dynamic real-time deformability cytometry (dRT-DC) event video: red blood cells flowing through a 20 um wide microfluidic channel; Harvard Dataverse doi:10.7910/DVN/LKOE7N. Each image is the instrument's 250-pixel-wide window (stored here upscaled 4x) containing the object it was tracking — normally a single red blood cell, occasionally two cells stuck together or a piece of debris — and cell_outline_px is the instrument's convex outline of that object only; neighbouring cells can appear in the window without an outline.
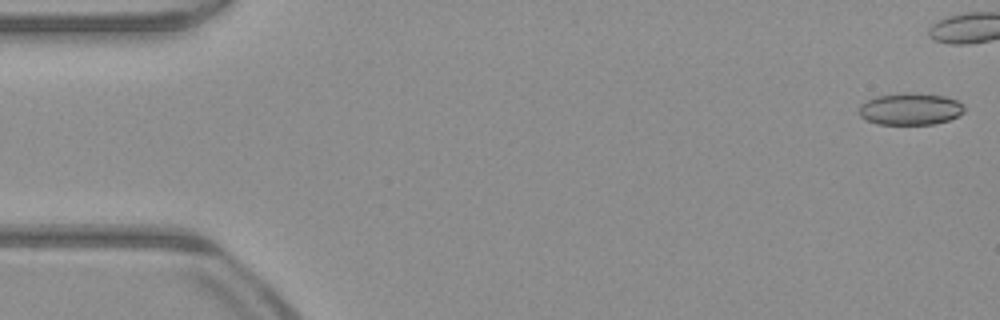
{"species": "common noctule bat (a hibernating species)", "species_latin": "Nyctalus noctula", "temperature_condition": "warm", "stored_images_in_passage": 39, "camera_frame_rate_fps": 3000, "um_per_image_px": 0.085, "animal": {"sex": "male", "body_mass_g": 23.1, "forearm_length_mm": 52.7}, "frame": {"image": 1, "passage_image": 1, "time_ms": 0.0, "image_size_px": [1000, 320], "cell_outline_px": [[964, 112], [960, 116], [948, 120], [932, 124], [876, 124], [860, 116], [860, 104], [876, 96], [904, 92], [912, 92], [944, 96], [956, 100], [964, 104]], "centroid_in_image_um": [77.4, 9.25], "position_along_channel_um": 7.6, "area_um2": 19.65}}
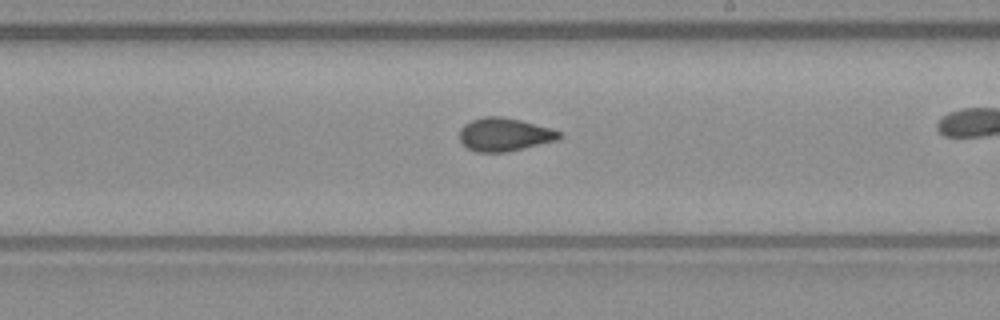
{"frame": {"image": 2, "passage_image": 29, "time_ms": 9.333, "image_size_px": [1000, 320], "cell_outline_px": [[560, 136], [556, 140], [508, 152], [476, 152], [468, 148], [460, 140], [460, 128], [464, 124], [472, 120], [484, 116], [504, 116], [552, 128], [560, 132]], "centroid_in_image_um": [42.85, 11.43], "position_along_channel_um": 246.1, "area_um2": 19.25}}
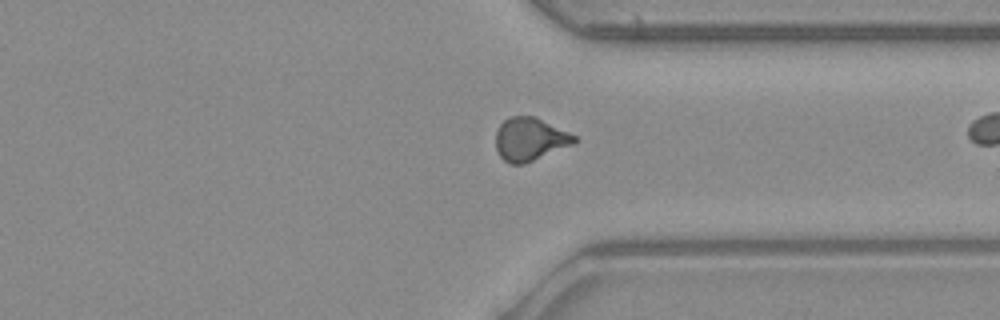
{"frame": {"image": 3, "passage_image": 38, "time_ms": 12.333, "image_size_px": [1000, 320], "cell_outline_px": [[576, 140], [572, 144], [524, 164], [508, 164], [500, 156], [496, 148], [496, 132], [500, 124], [508, 116], [536, 116], [576, 136]], "centroid_in_image_um": [45.0, 11.82], "position_along_channel_um": 366.4, "area_um2": 19.59}}